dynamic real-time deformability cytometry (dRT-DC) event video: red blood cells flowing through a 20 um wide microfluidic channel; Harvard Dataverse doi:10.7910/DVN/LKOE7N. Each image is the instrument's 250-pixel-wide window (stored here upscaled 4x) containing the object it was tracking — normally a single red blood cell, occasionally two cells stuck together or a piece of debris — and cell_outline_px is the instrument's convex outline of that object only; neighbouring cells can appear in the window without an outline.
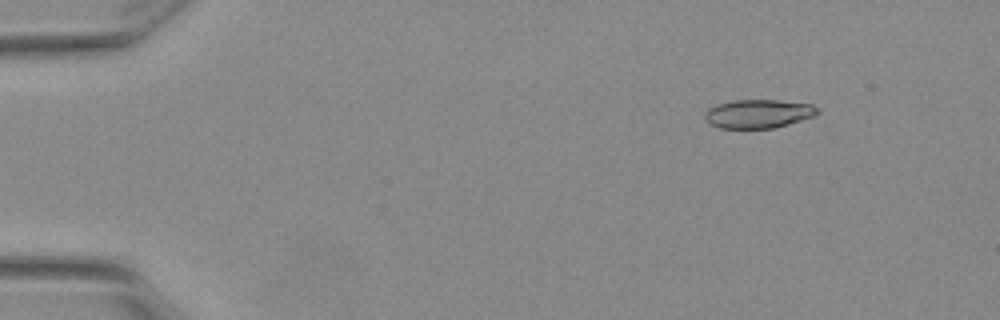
{"species": "Egyptian fruit bat (a non-hibernating species)", "species_latin": "Rousettus aegyptiacus", "temperature_condition": "warm", "stored_images_in_passage": 3, "camera_frame_rate_fps": 3000, "um_per_image_px": 0.085, "animal": {"sex": "female"}, "frame": {"image": 1, "passage_image": 1, "time_ms": 0.0, "image_size_px": [1000, 320], "cell_outline_px": [[820, 112], [816, 116], [772, 128], [720, 128], [712, 124], [704, 116], [704, 112], [708, 108], [716, 104], [732, 100], [780, 100], [812, 104], [820, 108]], "centroid_in_image_um": [64.5, 9.65], "position_along_channel_um": 20.5, "area_um2": 18.9}}